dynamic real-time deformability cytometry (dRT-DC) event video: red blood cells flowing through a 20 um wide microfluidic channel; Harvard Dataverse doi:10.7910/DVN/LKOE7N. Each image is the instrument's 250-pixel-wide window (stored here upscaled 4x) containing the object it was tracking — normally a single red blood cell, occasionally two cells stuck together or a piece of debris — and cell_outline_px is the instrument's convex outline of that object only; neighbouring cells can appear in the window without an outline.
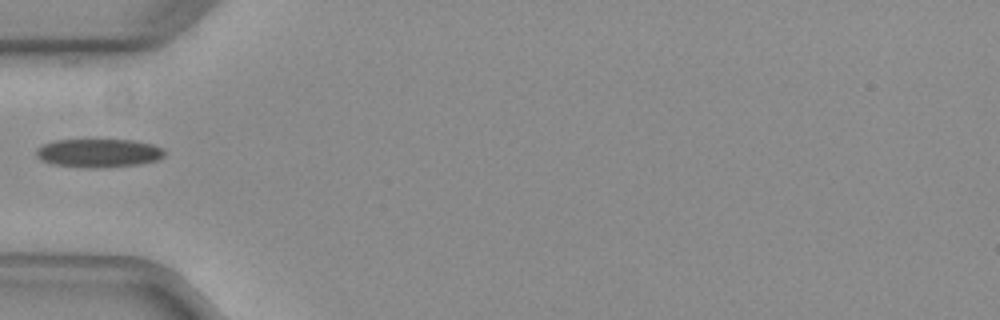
{"species": "common noctule bat (a hibernating species)", "species_latin": "Nyctalus noctula", "temperature_condition": "warm", "stored_images_in_passage": 8, "camera_frame_rate_fps": 3000, "um_per_image_px": 0.085, "animal": {"sex": "female", "body_mass_g": 29.2, "forearm_length_mm": 56.3}, "frame": {"image": 1, "passage_image": 1, "time_ms": 0.0, "image_size_px": [1000, 320], "cell_outline_px": [[164, 156], [156, 160], [136, 164], [100, 168], [88, 168], [52, 164], [40, 160], [36, 156], [36, 152], [44, 144], [56, 140], [136, 140], [152, 144], [164, 148]], "centroid_in_image_um": [8.39, 13.01], "position_along_channel_um": 76.6, "area_um2": 21.21}}